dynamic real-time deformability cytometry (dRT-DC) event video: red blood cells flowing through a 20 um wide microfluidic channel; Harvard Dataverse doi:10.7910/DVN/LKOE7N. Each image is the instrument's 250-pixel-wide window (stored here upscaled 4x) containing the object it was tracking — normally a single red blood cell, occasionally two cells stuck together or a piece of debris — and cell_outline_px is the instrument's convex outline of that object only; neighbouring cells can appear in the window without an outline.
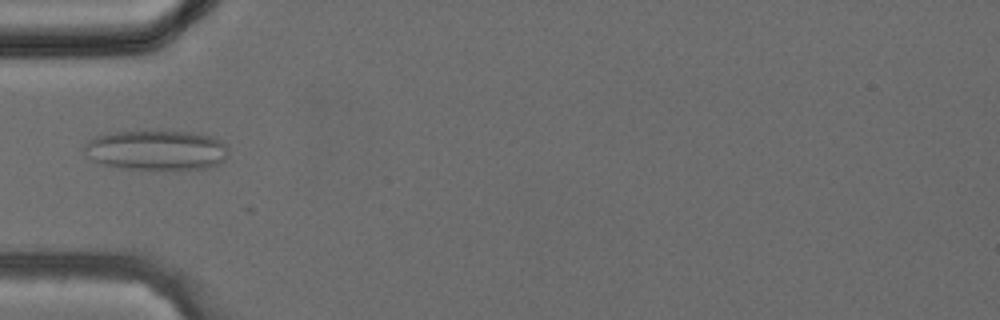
{"species": "common noctule bat (a hibernating species)", "species_latin": "Nyctalus noctula", "temperature_condition": "cold", "stored_images_in_passage": 16, "camera_frame_rate_fps": 3000, "um_per_image_px": 0.085, "animal": {"sex": "female", "body_mass_g": 24.6, "forearm_length_mm": 56.2}, "frame": {"image": 1, "passage_image": 8, "time_ms": 2.333, "image_size_px": [1000, 320], "cell_outline_px": [[228, 156], [220, 164], [208, 168], [120, 168], [100, 164], [92, 160], [84, 152], [84, 144], [88, 140], [96, 136], [136, 128], [188, 132], [212, 136], [220, 140], [228, 148]], "centroid_in_image_um": [13.27, 12.71], "position_along_channel_um": 71.7, "area_um2": 34.22}}